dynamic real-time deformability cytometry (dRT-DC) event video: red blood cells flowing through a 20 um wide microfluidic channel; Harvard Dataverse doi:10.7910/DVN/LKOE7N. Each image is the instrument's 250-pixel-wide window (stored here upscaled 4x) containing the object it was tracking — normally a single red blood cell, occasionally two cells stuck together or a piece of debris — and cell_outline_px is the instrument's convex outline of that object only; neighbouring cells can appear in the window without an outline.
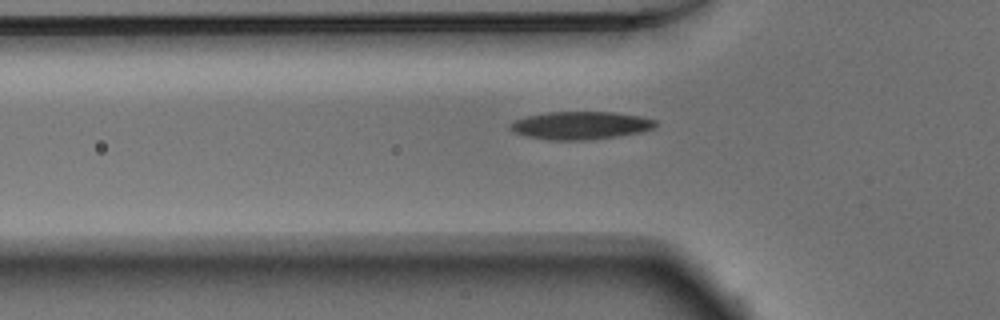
{"species": "Egyptian fruit bat (a non-hibernating species)", "species_latin": "Rousettus aegyptiacus", "temperature_condition": "warm", "stored_images_in_passage": 37, "camera_frame_rate_fps": 3000, "um_per_image_px": 0.085, "animal": {"sex": "male"}, "frame": {"image": 1, "passage_image": 5, "time_ms": 1.333, "image_size_px": [1000, 320], "cell_outline_px": [[656, 124], [652, 128], [640, 132], [616, 136], [584, 140], [548, 140], [524, 136], [512, 132], [508, 128], [508, 124], [516, 120], [528, 116], [548, 112], [612, 112], [640, 116], [656, 120]], "centroid_in_image_um": [49.28, 10.66], "position_along_channel_um": 76.5, "area_um2": 23.52}}
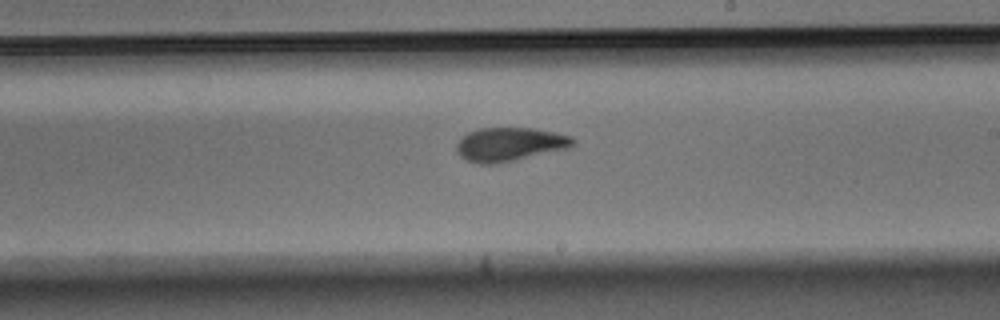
{"frame": {"image": 2, "passage_image": 18, "time_ms": 5.667, "image_size_px": [1000, 320], "cell_outline_px": [[576, 144], [568, 148], [496, 164], [480, 164], [468, 160], [460, 156], [456, 152], [456, 144], [468, 132], [480, 128], [532, 128], [572, 136], [576, 140]], "centroid_in_image_um": [43.33, 12.27], "position_along_channel_um": 245.7, "area_um2": 22.72}}
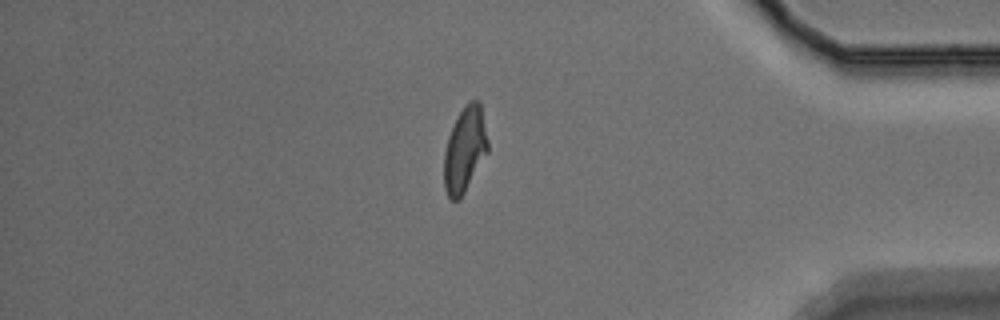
{"frame": {"image": 3, "passage_image": 32, "time_ms": 10.333, "image_size_px": [1000, 320], "cell_outline_px": [[488, 152], [460, 200], [452, 200], [448, 196], [444, 188], [444, 152], [448, 136], [464, 104], [468, 100], [480, 100], [488, 140]], "centroid_in_image_um": [39.51, 12.71], "position_along_channel_um": 395.7, "area_um2": 21.85}}